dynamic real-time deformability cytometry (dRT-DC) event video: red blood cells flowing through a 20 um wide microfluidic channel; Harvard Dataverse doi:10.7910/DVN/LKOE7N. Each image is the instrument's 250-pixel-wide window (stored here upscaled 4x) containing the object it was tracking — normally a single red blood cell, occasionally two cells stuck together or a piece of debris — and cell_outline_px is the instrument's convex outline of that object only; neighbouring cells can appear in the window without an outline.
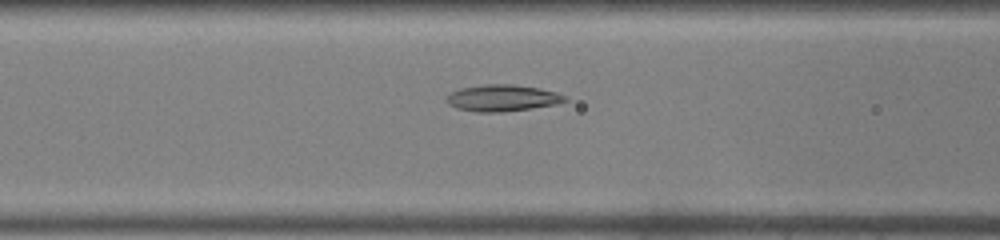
{"species": "common noctule bat (a hibernating species)", "species_latin": "Nyctalus noctula", "temperature_condition": "warm", "stored_images_in_passage": 24, "camera_frame_rate_fps": 3000, "um_per_image_px": 0.085, "animal": {"sex": "male", "body_mass_g": 19.0, "forearm_length_mm": 50.8}, "frame": {"image": 1, "passage_image": 5, "time_ms": 1.333, "image_size_px": [1000, 240], "cell_outline_px": [[568, 100], [556, 104], [532, 108], [504, 112], [476, 112], [456, 108], [448, 104], [444, 100], [444, 96], [460, 88], [484, 84], [512, 84], [540, 88], [556, 92], [568, 96]], "centroid_in_image_um": [42.68, 8.33], "position_along_channel_um": 123.9, "area_um2": 18.61}}
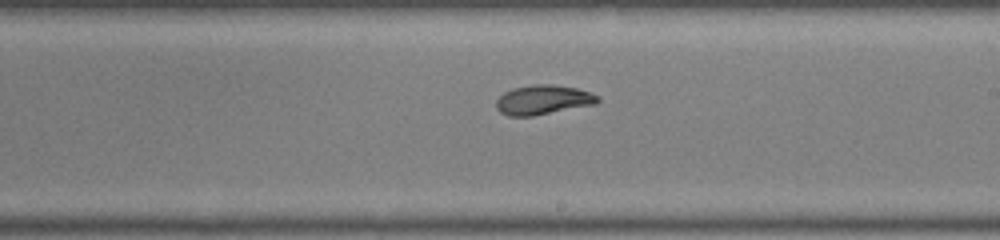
{"frame": {"image": 2, "passage_image": 13, "time_ms": 4.0, "image_size_px": [1000, 240], "cell_outline_px": [[600, 100], [596, 104], [532, 116], [508, 116], [500, 112], [496, 108], [496, 100], [504, 92], [512, 88], [532, 84], [552, 84], [576, 88], [600, 96]], "centroid_in_image_um": [46.15, 8.48], "position_along_channel_um": 242.9, "area_um2": 17.51}}
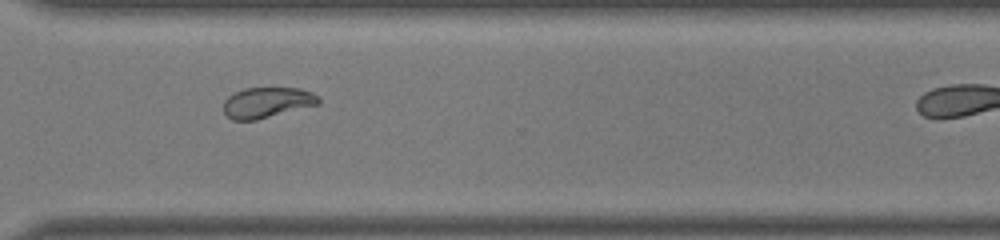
{"frame": {"image": 3, "passage_image": 20, "time_ms": 6.333, "image_size_px": [1000, 240], "cell_outline_px": [[320, 104], [256, 120], [232, 120], [224, 112], [224, 100], [228, 96], [244, 88], [300, 88], [312, 92], [320, 96]], "centroid_in_image_um": [22.73, 8.71], "position_along_channel_um": 347.9, "area_um2": 16.99}}